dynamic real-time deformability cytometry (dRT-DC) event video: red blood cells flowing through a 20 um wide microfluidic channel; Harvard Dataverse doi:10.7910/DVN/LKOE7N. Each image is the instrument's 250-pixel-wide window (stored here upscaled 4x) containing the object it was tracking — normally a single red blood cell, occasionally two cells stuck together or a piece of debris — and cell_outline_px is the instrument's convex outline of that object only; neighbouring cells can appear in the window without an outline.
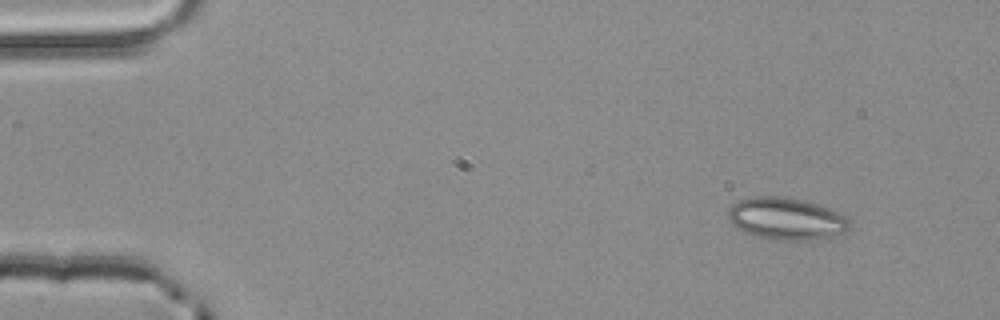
{"species": "common noctule bat (a hibernating species)", "species_latin": "Nyctalus noctula", "temperature_condition": "room temperature", "stored_images_in_passage": 3, "camera_frame_rate_fps": 3000, "um_per_image_px": 0.085, "animal": {"sex": "male", "body_mass_g": 20.4}, "frame": {"image": 1, "passage_image": 1, "time_ms": 0.0, "image_size_px": [1000, 320], "cell_outline_px": [[848, 228], [844, 232], [832, 236], [808, 240], [784, 240], [760, 236], [736, 228], [728, 220], [728, 208], [736, 200], [756, 196], [776, 196], [804, 200], [828, 208], [848, 216]], "centroid_in_image_um": [66.8, 18.57], "position_along_channel_um": 18.2, "area_um2": 29.48}}